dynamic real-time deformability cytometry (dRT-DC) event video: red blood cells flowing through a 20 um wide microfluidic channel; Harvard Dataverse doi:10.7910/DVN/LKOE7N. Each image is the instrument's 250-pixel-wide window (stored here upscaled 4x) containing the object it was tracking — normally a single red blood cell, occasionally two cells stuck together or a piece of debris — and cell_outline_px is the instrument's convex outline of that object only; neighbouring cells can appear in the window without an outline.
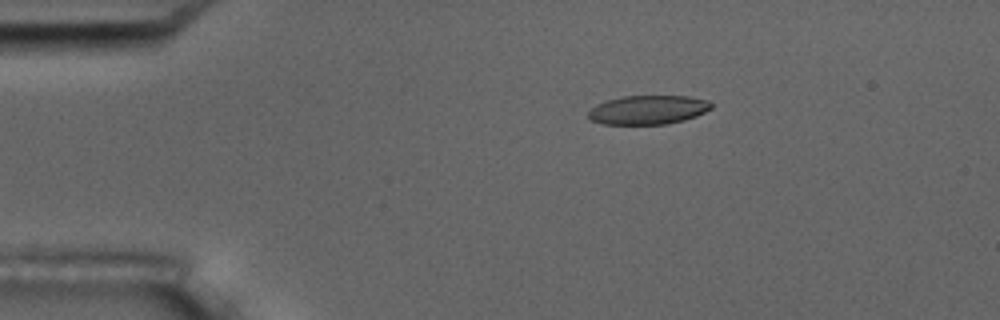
{"species": "common noctule bat (a hibernating species)", "species_latin": "Nyctalus noctula", "temperature_condition": "room temperature", "stored_images_in_passage": 3, "camera_frame_rate_fps": 3000, "um_per_image_px": 0.085, "animal": {"sex": "male", "body_mass_g": 17.5, "forearm_length_mm": 52.3}, "frame": {"image": 1, "passage_image": 1, "time_ms": 0.0, "image_size_px": [1000, 320], "cell_outline_px": [[712, 108], [696, 116], [684, 120], [668, 124], [604, 124], [592, 120], [588, 116], [588, 112], [596, 104], [608, 100], [624, 96], [688, 96], [708, 100], [712, 104]], "centroid_in_image_um": [55.11, 9.33], "position_along_channel_um": 29.9, "area_um2": 20.69}}